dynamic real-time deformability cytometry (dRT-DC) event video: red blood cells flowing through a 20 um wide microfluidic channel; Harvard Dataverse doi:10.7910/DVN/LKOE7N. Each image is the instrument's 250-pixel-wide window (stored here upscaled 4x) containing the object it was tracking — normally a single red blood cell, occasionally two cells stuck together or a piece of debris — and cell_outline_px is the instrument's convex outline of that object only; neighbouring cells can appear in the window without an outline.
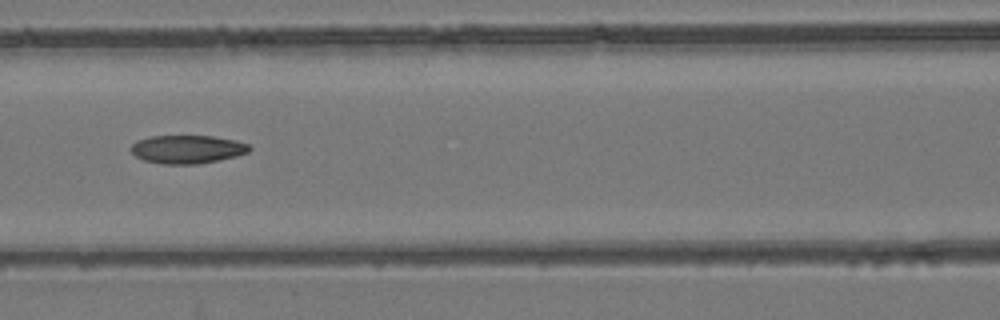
{"species": "common noctule bat (a hibernating species)", "species_latin": "Nyctalus noctula", "temperature_condition": "room temperature", "stored_images_in_passage": 7, "camera_frame_rate_fps": 3000, "um_per_image_px": 0.085, "animal": {"sex": "female", "body_mass_g": 24.6, "forearm_length_mm": 56.2}, "frame": {"image": 1, "passage_image": 7, "time_ms": 7.667, "image_size_px": [1000, 320], "cell_outline_px": [[252, 148], [248, 152], [236, 156], [196, 164], [164, 164], [144, 160], [136, 156], [128, 148], [136, 140], [152, 136], [212, 136], [236, 140], [248, 144]], "centroid_in_image_um": [15.9, 12.68], "position_along_channel_um": 150.7, "area_um2": 19.48}}